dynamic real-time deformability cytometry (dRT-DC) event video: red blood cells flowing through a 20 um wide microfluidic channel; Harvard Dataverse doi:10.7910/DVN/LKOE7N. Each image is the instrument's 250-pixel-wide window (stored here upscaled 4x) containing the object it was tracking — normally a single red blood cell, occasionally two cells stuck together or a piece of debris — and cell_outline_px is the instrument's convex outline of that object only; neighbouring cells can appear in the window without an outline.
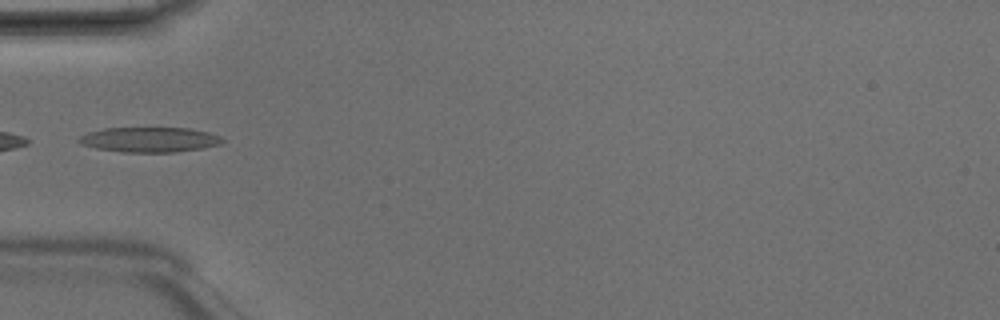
{"species": "Egyptian fruit bat (a non-hibernating species)", "species_latin": "Rousettus aegyptiacus", "temperature_condition": "room temperature", "stored_images_in_passage": 3, "camera_frame_rate_fps": 3000, "um_per_image_px": 0.085, "animal": {"sex": "male"}, "frame": {"image": 1, "passage_image": 2, "time_ms": 0.333, "image_size_px": [1000, 320], "cell_outline_px": [[224, 140], [220, 144], [200, 148], [176, 152], [124, 152], [96, 148], [80, 144], [76, 140], [80, 136], [88, 132], [104, 128], [188, 128], [208, 132], [220, 136]], "centroid_in_image_um": [12.68, 11.86], "position_along_channel_um": 72.3, "area_um2": 20.81}}